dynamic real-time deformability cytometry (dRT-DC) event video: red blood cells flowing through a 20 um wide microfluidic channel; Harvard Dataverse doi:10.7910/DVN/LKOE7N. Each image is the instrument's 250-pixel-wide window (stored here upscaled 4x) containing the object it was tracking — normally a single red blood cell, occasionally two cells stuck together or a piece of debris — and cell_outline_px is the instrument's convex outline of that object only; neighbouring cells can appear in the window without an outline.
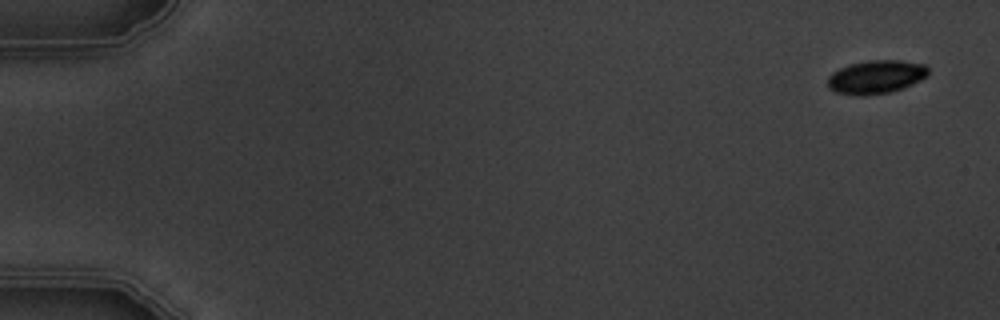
{"species": "common noctule bat (a hibernating species)", "species_latin": "Nyctalus noctula", "temperature_condition": "warm", "stored_images_in_passage": 5, "camera_frame_rate_fps": 3000, "um_per_image_px": 0.085, "animal": {"sex": "male", "body_mass_g": 19.5, "forearm_length_mm": 54.6}, "frame": {"image": 1, "passage_image": 1, "time_ms": 0.0, "image_size_px": [1000, 320], "cell_outline_px": [[928, 76], [904, 88], [892, 92], [864, 96], [860, 96], [836, 92], [828, 88], [828, 76], [832, 72], [848, 64], [868, 60], [900, 60], [924, 64], [928, 68]], "centroid_in_image_um": [74.46, 6.54], "position_along_channel_um": 10.5, "area_um2": 19.83}}
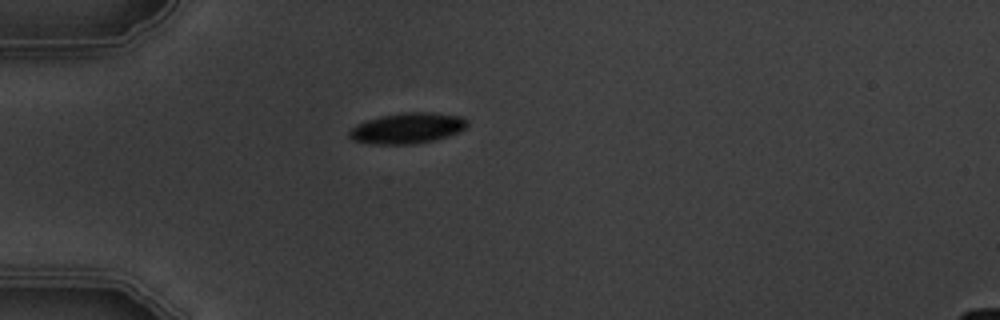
{"frame": {"image": 2, "passage_image": 5, "time_ms": 4.667, "image_size_px": [1000, 320], "cell_outline_px": [[468, 124], [464, 128], [448, 136], [432, 140], [412, 144], [372, 144], [352, 140], [348, 136], [348, 132], [356, 124], [364, 120], [380, 116], [404, 112], [432, 112], [460, 116], [468, 120]], "centroid_in_image_um": [34.58, 10.88], "position_along_channel_um": 50.4, "area_um2": 21.1}}